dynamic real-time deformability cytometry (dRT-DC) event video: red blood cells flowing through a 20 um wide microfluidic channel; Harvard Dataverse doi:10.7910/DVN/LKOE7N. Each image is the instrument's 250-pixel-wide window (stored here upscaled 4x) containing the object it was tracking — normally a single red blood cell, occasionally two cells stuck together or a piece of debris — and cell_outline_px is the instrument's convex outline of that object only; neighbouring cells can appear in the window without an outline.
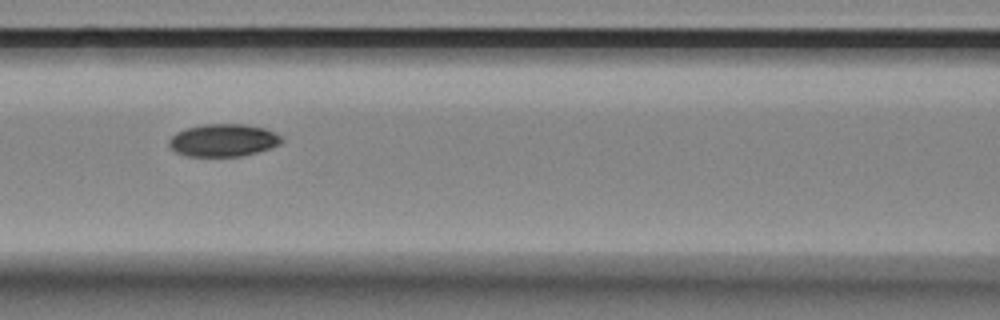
{"species": "Egyptian fruit bat (a non-hibernating species)", "species_latin": "Rousettus aegyptiacus", "temperature_condition": "room temperature", "stored_images_in_passage": 6, "camera_frame_rate_fps": 3000, "um_per_image_px": 0.085, "animal": {"sex": "female"}, "frame": {"image": 1, "passage_image": 4, "time_ms": 3.333, "image_size_px": [1000, 320], "cell_outline_px": [[284, 140], [280, 144], [272, 148], [244, 156], [188, 156], [176, 152], [168, 144], [168, 140], [176, 132], [188, 128], [204, 124], [244, 124], [264, 128], [284, 136]], "centroid_in_image_um": [19.03, 11.92], "position_along_channel_um": 147.6, "area_um2": 21.5}}
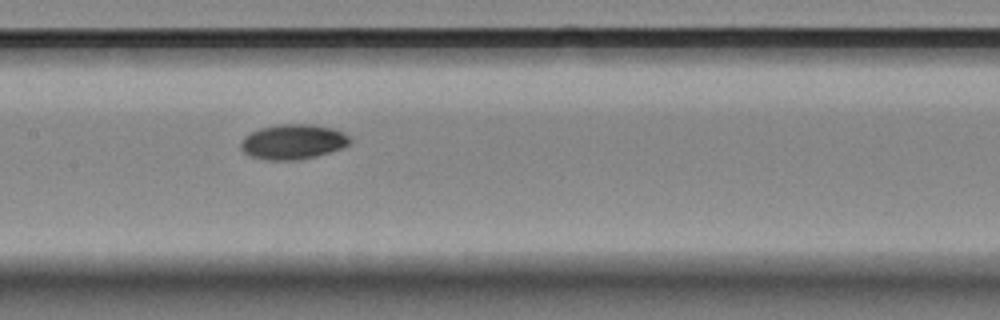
{"frame": {"image": 2, "passage_image": 5, "time_ms": 4.333, "image_size_px": [1000, 320], "cell_outline_px": [[352, 140], [344, 148], [316, 156], [296, 160], [264, 160], [248, 156], [240, 148], [240, 144], [244, 136], [260, 128], [280, 124], [312, 124], [332, 128], [352, 136]], "centroid_in_image_um": [24.91, 12.06], "position_along_channel_um": 182.5, "area_um2": 22.48}}
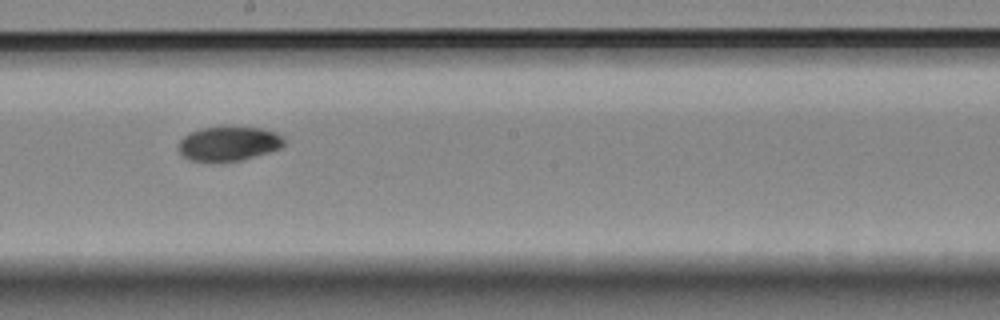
{"frame": {"image": 3, "passage_image": 6, "time_ms": 5.667, "image_size_px": [1000, 320], "cell_outline_px": [[284, 144], [280, 148], [268, 152], [240, 160], [192, 160], [184, 156], [180, 152], [180, 140], [184, 136], [200, 128], [260, 128], [276, 132], [284, 136]], "centroid_in_image_um": [19.49, 12.2], "position_along_channel_um": 228.7, "area_um2": 20.35}}